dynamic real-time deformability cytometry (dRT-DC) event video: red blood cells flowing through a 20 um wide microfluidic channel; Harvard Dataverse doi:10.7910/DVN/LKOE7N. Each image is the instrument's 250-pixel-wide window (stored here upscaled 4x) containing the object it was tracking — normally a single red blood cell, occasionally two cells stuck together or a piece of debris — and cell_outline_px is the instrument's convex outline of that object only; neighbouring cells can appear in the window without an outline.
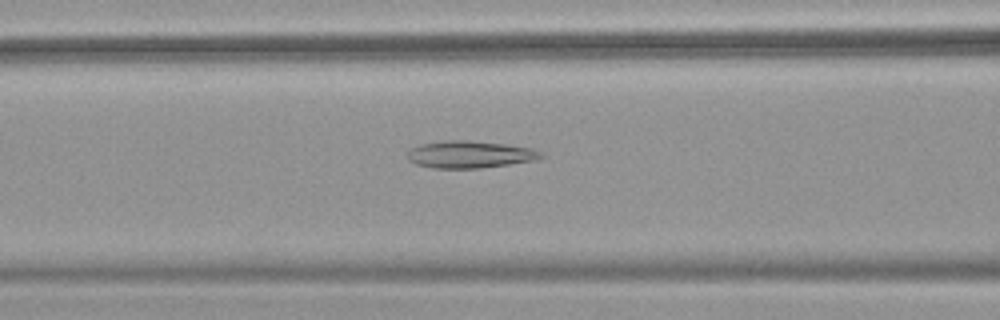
{"species": "common noctule bat (a hibernating species)", "species_latin": "Nyctalus noctula", "temperature_condition": "warm", "stored_images_in_passage": 51, "camera_frame_rate_fps": 3000, "um_per_image_px": 0.085, "animal": {"sex": "female", "body_mass_g": 18.4}, "frame": {"image": 1, "passage_image": 21, "time_ms": 6.667, "image_size_px": [1000, 320], "cell_outline_px": [[544, 156], [536, 160], [480, 168], [432, 168], [416, 164], [408, 160], [408, 148], [420, 144], [444, 140], [468, 140], [504, 144], [532, 148], [540, 152]], "centroid_in_image_um": [39.89, 13.12], "position_along_channel_um": 126.7, "area_um2": 21.15}}
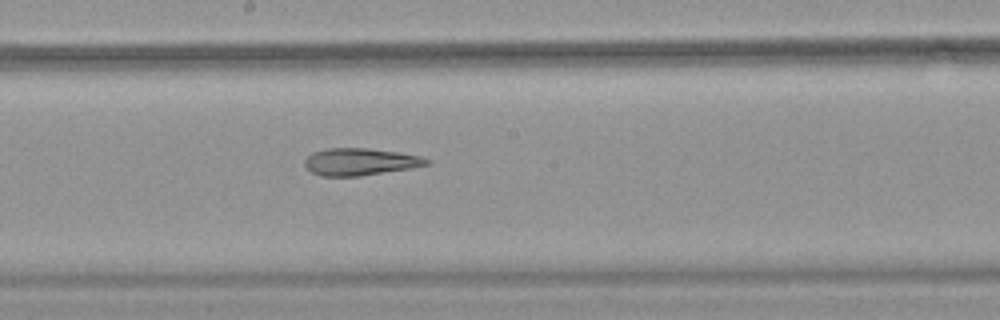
{"frame": {"image": 2, "passage_image": 28, "time_ms": 9.0, "image_size_px": [1000, 320], "cell_outline_px": [[432, 164], [412, 168], [360, 176], [320, 176], [312, 172], [304, 164], [304, 160], [312, 152], [328, 148], [368, 148], [400, 152], [420, 156], [432, 160]], "centroid_in_image_um": [30.66, 13.75], "position_along_channel_um": 217.5, "area_um2": 19.48}}
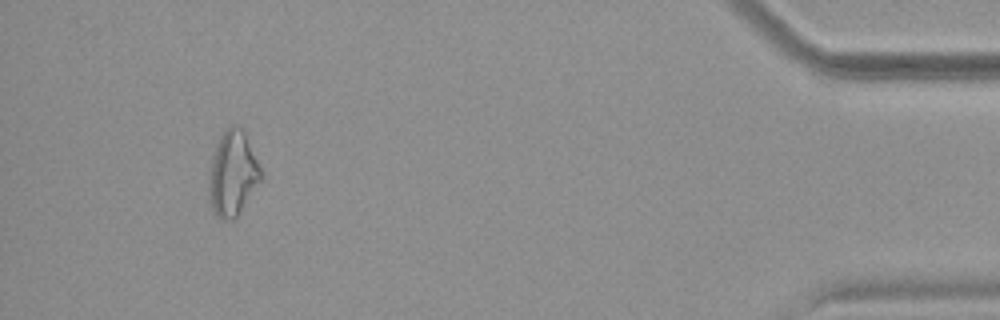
{"frame": {"image": 3, "passage_image": 48, "time_ms": 15.667, "image_size_px": [1000, 320], "cell_outline_px": [[264, 180], [236, 216], [232, 220], [220, 220], [212, 212], [208, 188], [208, 176], [212, 156], [220, 136], [224, 128], [232, 124], [236, 124], [244, 128], [264, 176]], "centroid_in_image_um": [19.8, 14.73], "position_along_channel_um": 415.4, "area_um2": 26.53}, "authors_computed_cell_mechanics": {"area_um2": 23.5824, "velocity_mm_per_s": 3.908, "shape_relaxation_time_tau1_ms": null, "shape_relaxation_time_tau2_ms": 6.656, "deformation_change_tau1": null, "deformation_change_tau2": 0.1946}}